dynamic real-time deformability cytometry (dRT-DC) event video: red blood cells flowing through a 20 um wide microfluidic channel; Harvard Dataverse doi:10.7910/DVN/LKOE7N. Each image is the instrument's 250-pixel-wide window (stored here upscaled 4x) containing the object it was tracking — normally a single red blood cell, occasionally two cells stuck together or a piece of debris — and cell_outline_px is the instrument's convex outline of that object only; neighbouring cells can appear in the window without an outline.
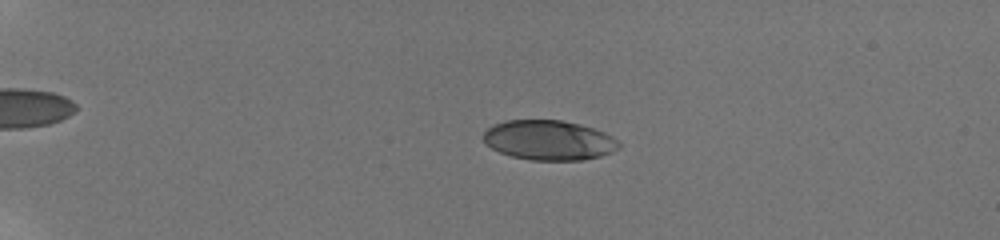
{"species": "human", "species_latin": "Homo sapiens", "temperature_condition": "room temperature", "stored_images_in_passage": 58, "camera_frame_rate_fps": 3000, "um_per_image_px": 0.085, "donor": {"sex": "male"}, "frame": {"image": 1, "passage_image": 16, "time_ms": 5.0, "image_size_px": [1000, 240], "cell_outline_px": [[620, 148], [612, 152], [600, 156], [584, 160], [528, 160], [512, 156], [500, 152], [484, 144], [480, 136], [492, 124], [504, 120], [560, 120], [580, 124], [604, 132], [612, 136], [620, 144]], "centroid_in_image_um": [46.61, 11.91], "position_along_channel_um": 38.4, "area_um2": 31.73}}
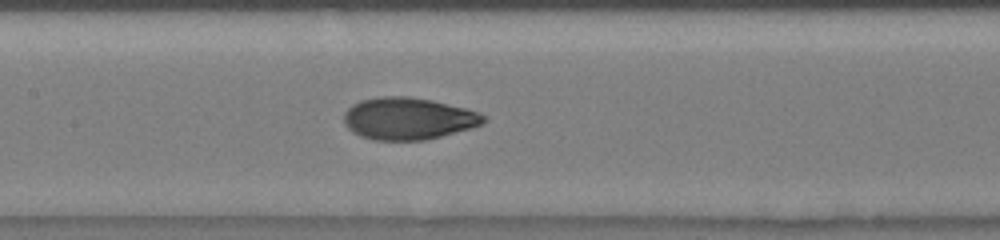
{"frame": {"image": 2, "passage_image": 33, "time_ms": 10.667, "image_size_px": [1000, 240], "cell_outline_px": [[488, 120], [484, 124], [472, 128], [424, 140], [372, 140], [360, 136], [352, 132], [344, 124], [344, 112], [352, 104], [360, 100], [380, 96], [408, 96], [432, 100], [480, 112]], "centroid_in_image_um": [34.69, 10.07], "position_along_channel_um": 172.7, "area_um2": 34.45}}
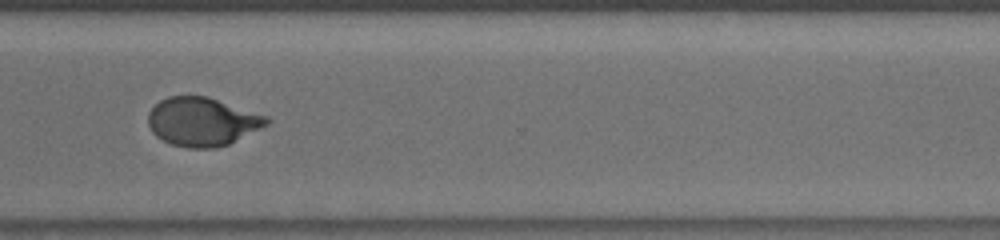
{"frame": {"image": 3, "passage_image": 47, "time_ms": 15.333, "image_size_px": [1000, 240], "cell_outline_px": [[272, 120], [268, 124], [228, 144], [216, 148], [188, 148], [172, 144], [156, 136], [152, 132], [148, 124], [148, 112], [160, 100], [168, 96], [208, 96], [268, 116]], "centroid_in_image_um": [17.19, 10.33], "position_along_channel_um": 353.4, "area_um2": 33.52}, "authors_computed_cell_mechanics": {"area_um2": 33.3795, "velocity_mm_per_s": 3.8884, "shape_relaxation_time_tau1_ms": 4.5346, "shape_relaxation_time_tau2_ms": 0.8862, "deformation_change_tau1": 0.218, "deformation_change_tau2": 0.0561}}